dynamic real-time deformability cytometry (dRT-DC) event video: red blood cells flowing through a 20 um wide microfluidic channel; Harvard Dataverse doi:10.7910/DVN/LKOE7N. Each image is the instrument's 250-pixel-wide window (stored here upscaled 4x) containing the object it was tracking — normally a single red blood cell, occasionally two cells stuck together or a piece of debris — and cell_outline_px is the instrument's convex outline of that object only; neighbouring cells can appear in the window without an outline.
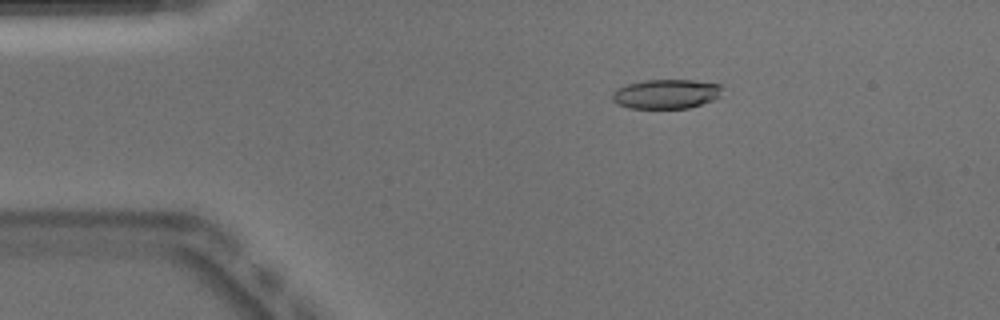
{"species": "Egyptian fruit bat (a non-hibernating species)", "species_latin": "Rousettus aegyptiacus", "temperature_condition": "warm", "stored_images_in_passage": 44, "camera_frame_rate_fps": 3000, "um_per_image_px": 0.085, "animal": {"sex": "male"}, "frame": {"image": 1, "passage_image": 2, "time_ms": 0.333, "image_size_px": [1000, 320], "cell_outline_px": [[720, 96], [712, 100], [688, 108], [628, 108], [616, 104], [612, 100], [612, 92], [616, 88], [628, 84], [644, 80], [696, 80], [720, 84]], "centroid_in_image_um": [56.57, 7.98], "position_along_channel_um": 28.4, "area_um2": 18.84}}
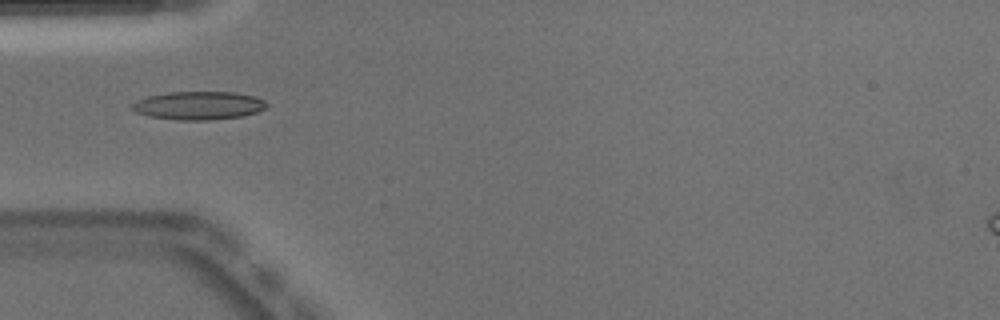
{"frame": {"image": 2, "passage_image": 9, "time_ms": 2.667, "image_size_px": [1000, 320], "cell_outline_px": [[268, 104], [264, 108], [256, 112], [244, 116], [208, 120], [180, 120], [148, 116], [136, 112], [128, 108], [128, 104], [136, 100], [148, 96], [168, 92], [236, 92], [256, 96], [264, 100]], "centroid_in_image_um": [16.84, 8.96], "position_along_channel_um": 68.2, "area_um2": 22.43}}
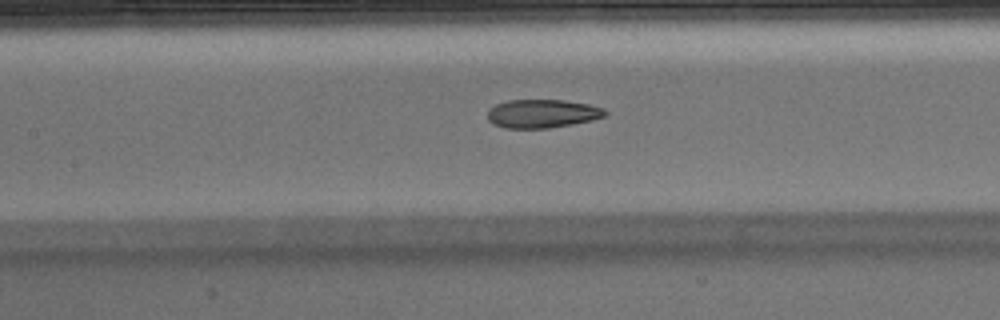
{"frame": {"image": 3, "passage_image": 16, "time_ms": 5.0, "image_size_px": [1000, 320], "cell_outline_px": [[608, 112], [604, 116], [592, 120], [572, 124], [548, 128], [504, 128], [492, 124], [488, 120], [488, 108], [496, 104], [508, 100], [564, 100], [588, 104], [604, 108]], "centroid_in_image_um": [46.07, 9.66], "position_along_channel_um": 161.3, "area_um2": 19.59}, "authors_computed_cell_mechanics": {"area_um2": 20.4612, "velocity_mm_per_s": 3.9399, "shape_relaxation_time_tau1_ms": null, "shape_relaxation_time_tau2_ms": 2.0739, "deformation_change_tau1": null, "deformation_change_tau2": 0.0981}}